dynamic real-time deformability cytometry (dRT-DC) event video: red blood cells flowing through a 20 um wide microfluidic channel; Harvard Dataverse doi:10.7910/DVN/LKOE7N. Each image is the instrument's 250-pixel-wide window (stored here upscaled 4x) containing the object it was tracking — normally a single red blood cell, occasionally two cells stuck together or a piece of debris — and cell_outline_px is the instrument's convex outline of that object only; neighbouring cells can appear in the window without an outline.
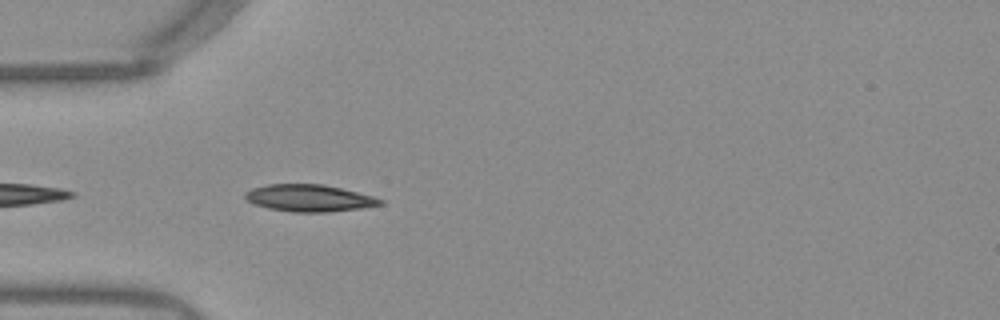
{"species": "Egyptian fruit bat (a non-hibernating species)", "species_latin": "Rousettus aegyptiacus", "temperature_condition": "warm", "stored_images_in_passage": 9, "camera_frame_rate_fps": 3000, "um_per_image_px": 0.085, "frame": {"image": 1, "passage_image": 2, "time_ms": 0.333, "image_size_px": [1000, 320], "cell_outline_px": [[384, 204], [360, 208], [328, 212], [292, 212], [268, 208], [256, 204], [248, 200], [244, 196], [244, 192], [252, 188], [268, 184], [324, 184], [372, 196], [384, 200]], "centroid_in_image_um": [26.27, 16.83], "position_along_channel_um": 58.7, "area_um2": 21.1}}